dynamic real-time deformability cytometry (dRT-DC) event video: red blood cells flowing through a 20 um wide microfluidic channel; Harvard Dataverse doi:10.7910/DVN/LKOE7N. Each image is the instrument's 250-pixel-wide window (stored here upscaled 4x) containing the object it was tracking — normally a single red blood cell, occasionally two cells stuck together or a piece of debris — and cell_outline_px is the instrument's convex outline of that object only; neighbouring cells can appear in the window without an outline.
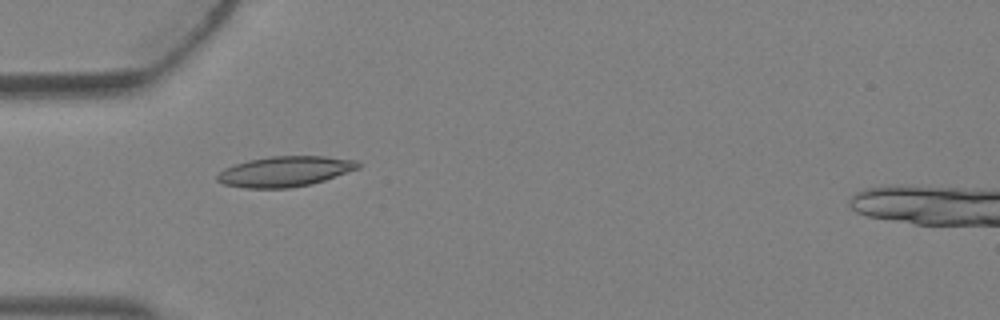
{"species": "Egyptian fruit bat (a non-hibernating species)", "species_latin": "Rousettus aegyptiacus", "temperature_condition": "warm", "stored_images_in_passage": 2, "camera_frame_rate_fps": 3000, "um_per_image_px": 0.085, "animal": {"sex": "female"}, "frame": {"image": 1, "passage_image": 1, "time_ms": 0.0, "image_size_px": [1000, 320], "cell_outline_px": [[360, 168], [312, 184], [288, 188], [244, 188], [224, 184], [216, 180], [216, 176], [224, 168], [248, 160], [268, 156], [324, 156], [356, 160], [360, 164]], "centroid_in_image_um": [24.21, 14.57], "position_along_channel_um": 60.8, "area_um2": 24.91}}
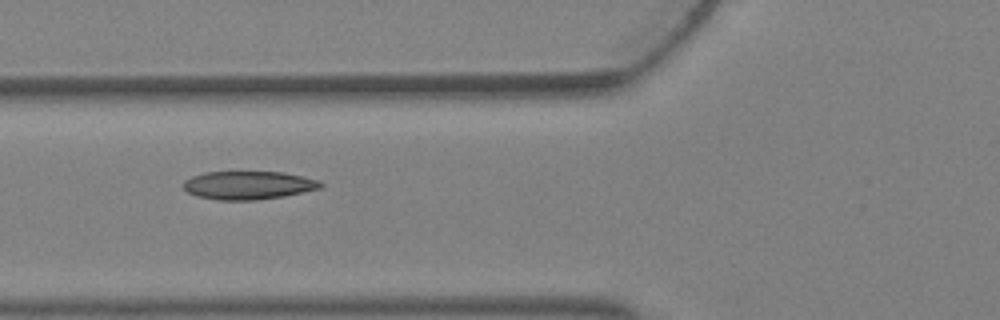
{"frame": {"image": 2, "passage_image": 2, "time_ms": 0.333, "image_size_px": [1000, 320], "cell_outline_px": [[324, 184], [320, 188], [284, 196], [256, 200], [216, 200], [196, 196], [188, 192], [184, 188], [184, 180], [192, 176], [204, 172], [284, 172], [320, 180]], "centroid_in_image_um": [21.11, 15.74], "position_along_channel_um": 104.7, "area_um2": 22.66}}